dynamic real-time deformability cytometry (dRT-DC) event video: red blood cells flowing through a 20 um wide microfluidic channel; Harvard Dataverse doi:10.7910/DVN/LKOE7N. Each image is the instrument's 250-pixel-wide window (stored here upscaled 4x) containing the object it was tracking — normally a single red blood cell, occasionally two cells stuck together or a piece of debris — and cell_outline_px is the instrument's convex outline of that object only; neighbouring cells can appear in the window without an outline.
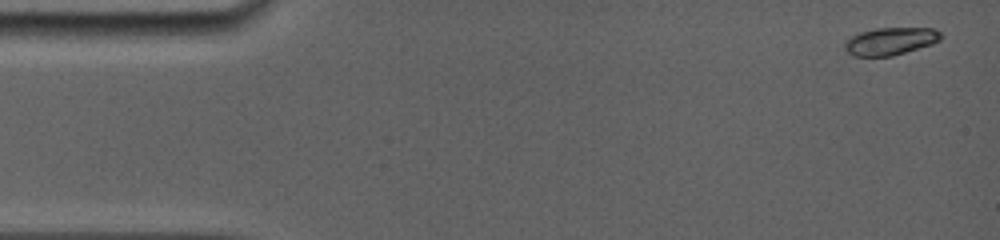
{"species": "common noctule bat (a hibernating species)", "species_latin": "Nyctalus noctula", "temperature_condition": "room temperature", "stored_images_in_passage": 18, "camera_frame_rate_fps": 5000, "um_per_image_px": 0.085, "animal": {"sex": "female", "body_mass_g": 19.0, "forearm_length_mm": 56.7}, "frame": {"image": 1, "passage_image": 1, "time_ms": 0.0, "image_size_px": [1000, 240], "cell_outline_px": [[944, 36], [940, 40], [932, 44], [892, 56], [852, 56], [844, 48], [844, 44], [852, 36], [860, 32], [876, 28], [932, 28], [940, 32]], "centroid_in_image_um": [75.7, 3.5], "position_along_channel_um": 9.3, "area_um2": 15.37}}
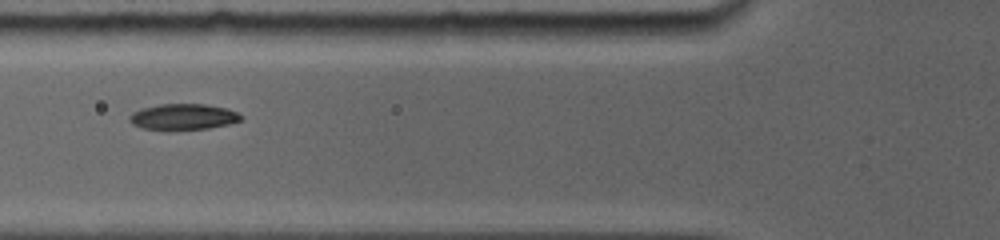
{"frame": {"image": 2, "passage_image": 13, "time_ms": 5.6, "image_size_px": [1000, 240], "cell_outline_px": [[244, 116], [240, 120], [228, 124], [208, 128], [172, 132], [164, 132], [140, 128], [132, 124], [128, 120], [128, 116], [132, 112], [140, 108], [160, 104], [204, 104], [228, 108]], "centroid_in_image_um": [15.49, 9.96], "position_along_channel_um": 110.3, "area_um2": 17.63}}
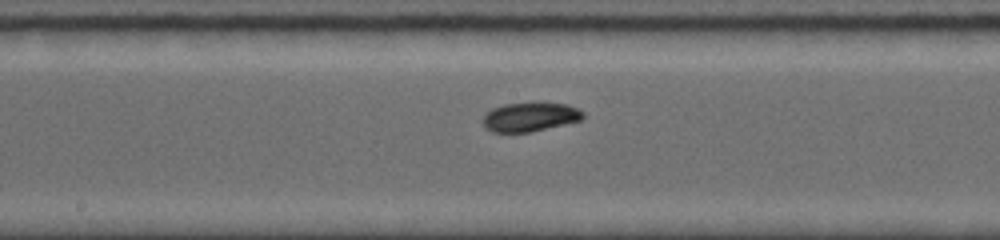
{"frame": {"image": 3, "passage_image": 18, "time_ms": 8.0, "image_size_px": [1000, 240], "cell_outline_px": [[584, 116], [580, 120], [532, 132], [492, 132], [484, 128], [480, 120], [492, 108], [504, 104], [568, 104], [584, 112]], "centroid_in_image_um": [44.99, 9.97], "position_along_channel_um": 203.2, "area_um2": 16.7}}